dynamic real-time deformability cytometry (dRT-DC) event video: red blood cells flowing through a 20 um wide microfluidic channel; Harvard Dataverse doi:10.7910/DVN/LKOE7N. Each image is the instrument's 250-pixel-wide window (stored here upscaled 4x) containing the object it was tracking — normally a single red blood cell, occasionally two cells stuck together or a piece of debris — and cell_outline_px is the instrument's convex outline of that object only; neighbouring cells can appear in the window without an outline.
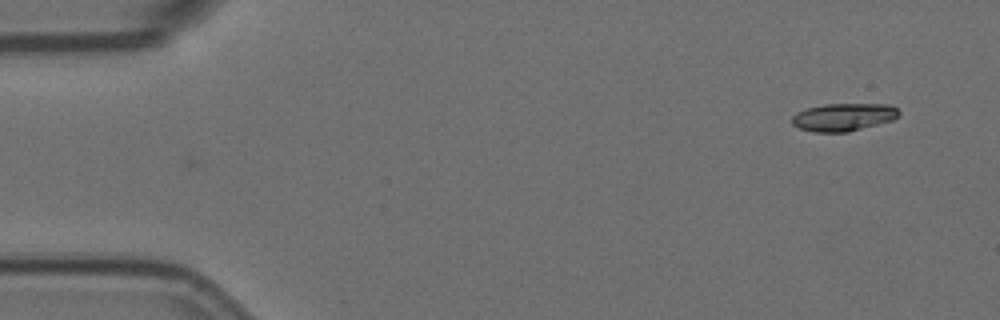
{"species": "Egyptian fruit bat (a non-hibernating species)", "species_latin": "Rousettus aegyptiacus", "temperature_condition": "room temperature", "stored_images_in_passage": 3, "camera_frame_rate_fps": 3000, "um_per_image_px": 0.085, "animal": {"sex": "female"}, "frame": {"image": 1, "passage_image": 1, "time_ms": 0.0, "image_size_px": [1000, 320], "cell_outline_px": [[900, 112], [892, 120], [848, 132], [812, 132], [800, 128], [792, 124], [792, 116], [796, 112], [808, 108], [824, 104], [888, 104], [896, 108]], "centroid_in_image_um": [71.66, 9.95], "position_along_channel_um": 13.3, "area_um2": 17.17}}